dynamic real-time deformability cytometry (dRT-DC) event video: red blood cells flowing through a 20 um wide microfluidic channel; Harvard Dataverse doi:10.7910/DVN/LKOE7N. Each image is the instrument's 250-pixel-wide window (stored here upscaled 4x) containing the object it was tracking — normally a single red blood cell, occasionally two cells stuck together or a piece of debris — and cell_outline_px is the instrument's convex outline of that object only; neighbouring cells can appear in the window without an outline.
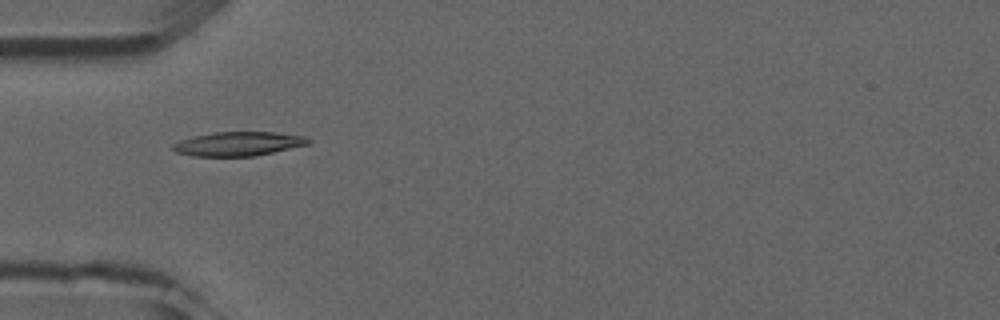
{"species": "common noctule bat (a hibernating species)", "species_latin": "Nyctalus noctula", "temperature_condition": "room temperature", "stored_images_in_passage": 4, "camera_frame_rate_fps": 3000, "um_per_image_px": 0.085, "animal": {"sex": "male", "forearm_length_mm": 52.5}, "frame": {"image": 1, "passage_image": 1, "time_ms": 0.0, "image_size_px": [1000, 320], "cell_outline_px": [[312, 140], [308, 144], [256, 156], [192, 156], [176, 152], [172, 148], [172, 144], [180, 140], [192, 136], [212, 132], [276, 132], [304, 136]], "centroid_in_image_um": [20.23, 12.22], "position_along_channel_um": 64.8, "area_um2": 19.07}}
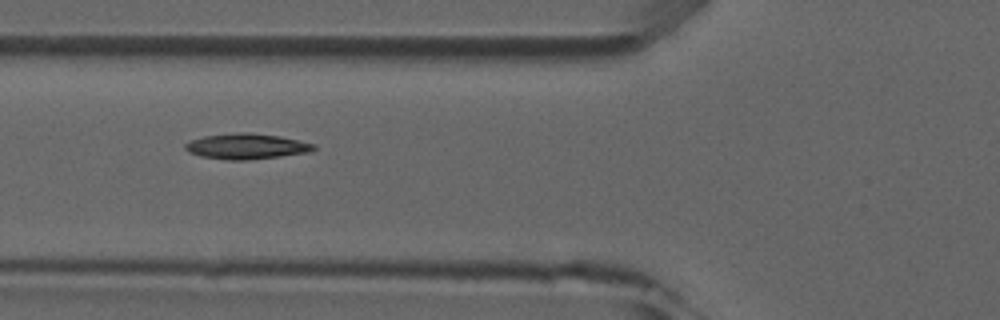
{"frame": {"image": 2, "passage_image": 2, "time_ms": 1.0, "image_size_px": [1000, 320], "cell_outline_px": [[316, 148], [308, 152], [280, 156], [244, 160], [228, 160], [200, 156], [188, 152], [184, 148], [184, 144], [192, 140], [204, 136], [240, 132], [248, 132], [280, 136], [316, 144]], "centroid_in_image_um": [20.94, 12.43], "position_along_channel_um": 104.9, "area_um2": 19.02}}
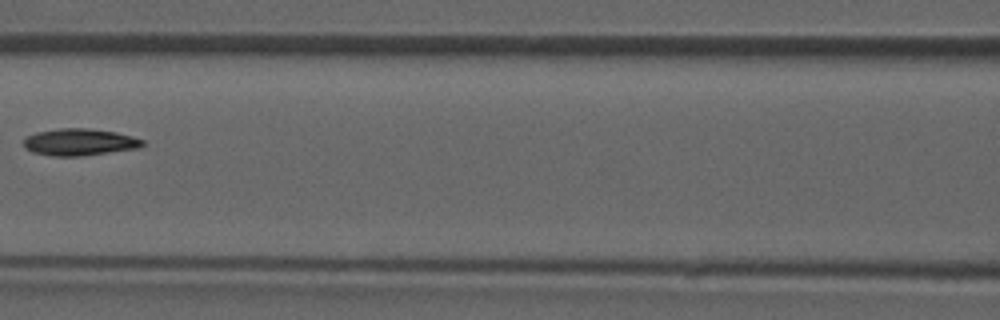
{"frame": {"image": 3, "passage_image": 3, "time_ms": 2.333, "image_size_px": [1000, 320], "cell_outline_px": [[144, 144], [140, 148], [80, 156], [52, 156], [32, 152], [24, 148], [24, 140], [28, 136], [36, 132], [60, 128], [88, 128], [116, 132], [132, 136], [144, 140]], "centroid_in_image_um": [6.76, 12.08], "position_along_channel_um": 159.8, "area_um2": 18.67}}